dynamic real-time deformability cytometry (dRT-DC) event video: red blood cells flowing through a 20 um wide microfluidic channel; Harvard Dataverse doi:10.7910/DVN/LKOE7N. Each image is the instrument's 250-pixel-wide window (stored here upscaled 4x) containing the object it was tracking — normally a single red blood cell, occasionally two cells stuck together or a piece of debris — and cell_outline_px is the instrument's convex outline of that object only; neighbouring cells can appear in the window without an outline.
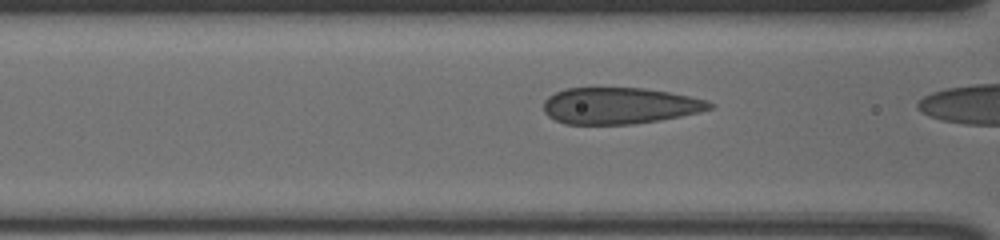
{"species": "human", "species_latin": "Homo sapiens", "temperature_condition": "cold", "stored_images_in_passage": 21, "segment_of_instrument_passage": [2, 2], "camera_frame_rate_fps": 3000, "um_per_image_px": 0.085, "donor": {"sex": "male"}, "frame": {"image": 1, "passage_image": 20, "time_ms": 6.333, "image_size_px": [1000, 240], "cell_outline_px": [[716, 104], [712, 108], [700, 112], [660, 120], [632, 124], [564, 124], [548, 116], [544, 112], [544, 100], [548, 96], [564, 88], [644, 88], [668, 92], [688, 96], [704, 100]], "centroid_in_image_um": [52.64, 8.99], "position_along_channel_um": 114.0, "area_um2": 35.2}}